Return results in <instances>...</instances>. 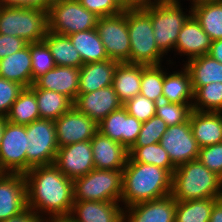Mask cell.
<instances>
[{"label":"cell","instance_id":"obj_39","mask_svg":"<svg viewBox=\"0 0 222 222\" xmlns=\"http://www.w3.org/2000/svg\"><path fill=\"white\" fill-rule=\"evenodd\" d=\"M192 112V104H178L160 101L156 105L155 115L160 117L167 126L187 122Z\"/></svg>","mask_w":222,"mask_h":222},{"label":"cell","instance_id":"obj_29","mask_svg":"<svg viewBox=\"0 0 222 222\" xmlns=\"http://www.w3.org/2000/svg\"><path fill=\"white\" fill-rule=\"evenodd\" d=\"M183 65L190 74L192 88H200L213 82L222 83V63L208 54L193 58Z\"/></svg>","mask_w":222,"mask_h":222},{"label":"cell","instance_id":"obj_26","mask_svg":"<svg viewBox=\"0 0 222 222\" xmlns=\"http://www.w3.org/2000/svg\"><path fill=\"white\" fill-rule=\"evenodd\" d=\"M31 62L28 43L21 50L0 60V77L29 88L32 85Z\"/></svg>","mask_w":222,"mask_h":222},{"label":"cell","instance_id":"obj_8","mask_svg":"<svg viewBox=\"0 0 222 222\" xmlns=\"http://www.w3.org/2000/svg\"><path fill=\"white\" fill-rule=\"evenodd\" d=\"M98 16L84 8L78 0H55L48 10V30L69 36L96 28Z\"/></svg>","mask_w":222,"mask_h":222},{"label":"cell","instance_id":"obj_30","mask_svg":"<svg viewBox=\"0 0 222 222\" xmlns=\"http://www.w3.org/2000/svg\"><path fill=\"white\" fill-rule=\"evenodd\" d=\"M68 37L80 54L83 64L109 59L96 28L75 32Z\"/></svg>","mask_w":222,"mask_h":222},{"label":"cell","instance_id":"obj_50","mask_svg":"<svg viewBox=\"0 0 222 222\" xmlns=\"http://www.w3.org/2000/svg\"><path fill=\"white\" fill-rule=\"evenodd\" d=\"M209 222H222V198L214 203Z\"/></svg>","mask_w":222,"mask_h":222},{"label":"cell","instance_id":"obj_2","mask_svg":"<svg viewBox=\"0 0 222 222\" xmlns=\"http://www.w3.org/2000/svg\"><path fill=\"white\" fill-rule=\"evenodd\" d=\"M171 191L172 175L166 169L152 164L134 162L128 156L122 170L121 204L123 208L168 196Z\"/></svg>","mask_w":222,"mask_h":222},{"label":"cell","instance_id":"obj_28","mask_svg":"<svg viewBox=\"0 0 222 222\" xmlns=\"http://www.w3.org/2000/svg\"><path fill=\"white\" fill-rule=\"evenodd\" d=\"M191 6L192 15L210 39H222V0H201Z\"/></svg>","mask_w":222,"mask_h":222},{"label":"cell","instance_id":"obj_33","mask_svg":"<svg viewBox=\"0 0 222 222\" xmlns=\"http://www.w3.org/2000/svg\"><path fill=\"white\" fill-rule=\"evenodd\" d=\"M6 117L9 122L20 125H27L40 119L35 93L30 88H24Z\"/></svg>","mask_w":222,"mask_h":222},{"label":"cell","instance_id":"obj_43","mask_svg":"<svg viewBox=\"0 0 222 222\" xmlns=\"http://www.w3.org/2000/svg\"><path fill=\"white\" fill-rule=\"evenodd\" d=\"M197 159L222 178V142L201 147Z\"/></svg>","mask_w":222,"mask_h":222},{"label":"cell","instance_id":"obj_17","mask_svg":"<svg viewBox=\"0 0 222 222\" xmlns=\"http://www.w3.org/2000/svg\"><path fill=\"white\" fill-rule=\"evenodd\" d=\"M73 106L99 124L111 112L123 106L113 86L77 96Z\"/></svg>","mask_w":222,"mask_h":222},{"label":"cell","instance_id":"obj_4","mask_svg":"<svg viewBox=\"0 0 222 222\" xmlns=\"http://www.w3.org/2000/svg\"><path fill=\"white\" fill-rule=\"evenodd\" d=\"M181 2L182 0H148L143 4L152 21L155 43L166 57L169 52L173 53L179 32L192 15L191 3L189 9L187 6L185 9Z\"/></svg>","mask_w":222,"mask_h":222},{"label":"cell","instance_id":"obj_15","mask_svg":"<svg viewBox=\"0 0 222 222\" xmlns=\"http://www.w3.org/2000/svg\"><path fill=\"white\" fill-rule=\"evenodd\" d=\"M27 208L26 177L22 173H0V222Z\"/></svg>","mask_w":222,"mask_h":222},{"label":"cell","instance_id":"obj_44","mask_svg":"<svg viewBox=\"0 0 222 222\" xmlns=\"http://www.w3.org/2000/svg\"><path fill=\"white\" fill-rule=\"evenodd\" d=\"M88 11L98 17L112 16L121 13L123 10L114 0H78Z\"/></svg>","mask_w":222,"mask_h":222},{"label":"cell","instance_id":"obj_19","mask_svg":"<svg viewBox=\"0 0 222 222\" xmlns=\"http://www.w3.org/2000/svg\"><path fill=\"white\" fill-rule=\"evenodd\" d=\"M212 40L202 29L199 22L191 15L184 23L179 32L178 40L175 44L174 56L180 55L179 58L185 57L182 62H187L208 54ZM183 55V56H182Z\"/></svg>","mask_w":222,"mask_h":222},{"label":"cell","instance_id":"obj_47","mask_svg":"<svg viewBox=\"0 0 222 222\" xmlns=\"http://www.w3.org/2000/svg\"><path fill=\"white\" fill-rule=\"evenodd\" d=\"M43 219L32 209L26 208L21 213L1 222H42Z\"/></svg>","mask_w":222,"mask_h":222},{"label":"cell","instance_id":"obj_51","mask_svg":"<svg viewBox=\"0 0 222 222\" xmlns=\"http://www.w3.org/2000/svg\"><path fill=\"white\" fill-rule=\"evenodd\" d=\"M7 117L6 116H0V145H1V142H2V137H3V133H4V130H5V127L7 125Z\"/></svg>","mask_w":222,"mask_h":222},{"label":"cell","instance_id":"obj_14","mask_svg":"<svg viewBox=\"0 0 222 222\" xmlns=\"http://www.w3.org/2000/svg\"><path fill=\"white\" fill-rule=\"evenodd\" d=\"M53 164L72 180L88 174L95 168L90 140L59 147Z\"/></svg>","mask_w":222,"mask_h":222},{"label":"cell","instance_id":"obj_13","mask_svg":"<svg viewBox=\"0 0 222 222\" xmlns=\"http://www.w3.org/2000/svg\"><path fill=\"white\" fill-rule=\"evenodd\" d=\"M58 147L89 141L98 132V124L74 106L54 121Z\"/></svg>","mask_w":222,"mask_h":222},{"label":"cell","instance_id":"obj_1","mask_svg":"<svg viewBox=\"0 0 222 222\" xmlns=\"http://www.w3.org/2000/svg\"><path fill=\"white\" fill-rule=\"evenodd\" d=\"M24 175L28 208L42 219L69 217L74 203L72 179L54 164L34 167Z\"/></svg>","mask_w":222,"mask_h":222},{"label":"cell","instance_id":"obj_36","mask_svg":"<svg viewBox=\"0 0 222 222\" xmlns=\"http://www.w3.org/2000/svg\"><path fill=\"white\" fill-rule=\"evenodd\" d=\"M193 89L192 110L222 113V83L213 82Z\"/></svg>","mask_w":222,"mask_h":222},{"label":"cell","instance_id":"obj_24","mask_svg":"<svg viewBox=\"0 0 222 222\" xmlns=\"http://www.w3.org/2000/svg\"><path fill=\"white\" fill-rule=\"evenodd\" d=\"M189 121L200 148L222 142V113L192 110Z\"/></svg>","mask_w":222,"mask_h":222},{"label":"cell","instance_id":"obj_31","mask_svg":"<svg viewBox=\"0 0 222 222\" xmlns=\"http://www.w3.org/2000/svg\"><path fill=\"white\" fill-rule=\"evenodd\" d=\"M43 41L49 47L56 66L80 68L83 65L80 54L68 36L48 30Z\"/></svg>","mask_w":222,"mask_h":222},{"label":"cell","instance_id":"obj_22","mask_svg":"<svg viewBox=\"0 0 222 222\" xmlns=\"http://www.w3.org/2000/svg\"><path fill=\"white\" fill-rule=\"evenodd\" d=\"M90 142L95 169H124L128 159V150L120 142L104 136L99 131Z\"/></svg>","mask_w":222,"mask_h":222},{"label":"cell","instance_id":"obj_16","mask_svg":"<svg viewBox=\"0 0 222 222\" xmlns=\"http://www.w3.org/2000/svg\"><path fill=\"white\" fill-rule=\"evenodd\" d=\"M141 127L142 122L129 115L126 108L122 106L111 112L98 124V131L104 136L120 142L129 150L136 142Z\"/></svg>","mask_w":222,"mask_h":222},{"label":"cell","instance_id":"obj_32","mask_svg":"<svg viewBox=\"0 0 222 222\" xmlns=\"http://www.w3.org/2000/svg\"><path fill=\"white\" fill-rule=\"evenodd\" d=\"M35 93L40 119L56 120L73 107V101L56 91L31 89Z\"/></svg>","mask_w":222,"mask_h":222},{"label":"cell","instance_id":"obj_38","mask_svg":"<svg viewBox=\"0 0 222 222\" xmlns=\"http://www.w3.org/2000/svg\"><path fill=\"white\" fill-rule=\"evenodd\" d=\"M31 67H32V84L34 81L56 65L53 56L47 44L44 41L30 43Z\"/></svg>","mask_w":222,"mask_h":222},{"label":"cell","instance_id":"obj_40","mask_svg":"<svg viewBox=\"0 0 222 222\" xmlns=\"http://www.w3.org/2000/svg\"><path fill=\"white\" fill-rule=\"evenodd\" d=\"M167 124L156 115L142 123L140 133L132 147H144L154 143H160L161 137L167 130Z\"/></svg>","mask_w":222,"mask_h":222},{"label":"cell","instance_id":"obj_23","mask_svg":"<svg viewBox=\"0 0 222 222\" xmlns=\"http://www.w3.org/2000/svg\"><path fill=\"white\" fill-rule=\"evenodd\" d=\"M165 65H167V68L164 66L163 101L178 104H193L192 82L188 70L182 64L180 69L177 70L176 68V71H174L173 66L175 65L170 61ZM169 69L173 71L171 72Z\"/></svg>","mask_w":222,"mask_h":222},{"label":"cell","instance_id":"obj_46","mask_svg":"<svg viewBox=\"0 0 222 222\" xmlns=\"http://www.w3.org/2000/svg\"><path fill=\"white\" fill-rule=\"evenodd\" d=\"M54 1L55 0H0V4L15 7L38 8L48 11Z\"/></svg>","mask_w":222,"mask_h":222},{"label":"cell","instance_id":"obj_21","mask_svg":"<svg viewBox=\"0 0 222 222\" xmlns=\"http://www.w3.org/2000/svg\"><path fill=\"white\" fill-rule=\"evenodd\" d=\"M120 202L74 201L69 218L73 222H123Z\"/></svg>","mask_w":222,"mask_h":222},{"label":"cell","instance_id":"obj_37","mask_svg":"<svg viewBox=\"0 0 222 222\" xmlns=\"http://www.w3.org/2000/svg\"><path fill=\"white\" fill-rule=\"evenodd\" d=\"M164 65H142V77L140 94L151 101L158 103L163 101Z\"/></svg>","mask_w":222,"mask_h":222},{"label":"cell","instance_id":"obj_10","mask_svg":"<svg viewBox=\"0 0 222 222\" xmlns=\"http://www.w3.org/2000/svg\"><path fill=\"white\" fill-rule=\"evenodd\" d=\"M96 30L109 59L119 63H130L127 10L112 16L98 17Z\"/></svg>","mask_w":222,"mask_h":222},{"label":"cell","instance_id":"obj_25","mask_svg":"<svg viewBox=\"0 0 222 222\" xmlns=\"http://www.w3.org/2000/svg\"><path fill=\"white\" fill-rule=\"evenodd\" d=\"M118 63L108 59L83 64L80 67L78 95L111 86Z\"/></svg>","mask_w":222,"mask_h":222},{"label":"cell","instance_id":"obj_12","mask_svg":"<svg viewBox=\"0 0 222 222\" xmlns=\"http://www.w3.org/2000/svg\"><path fill=\"white\" fill-rule=\"evenodd\" d=\"M160 145L168 153L175 167L196 160L200 151L197 140L192 134L189 120L169 126L161 137Z\"/></svg>","mask_w":222,"mask_h":222},{"label":"cell","instance_id":"obj_3","mask_svg":"<svg viewBox=\"0 0 222 222\" xmlns=\"http://www.w3.org/2000/svg\"><path fill=\"white\" fill-rule=\"evenodd\" d=\"M171 195L183 202L222 198V178L198 159L192 160L174 170Z\"/></svg>","mask_w":222,"mask_h":222},{"label":"cell","instance_id":"obj_53","mask_svg":"<svg viewBox=\"0 0 222 222\" xmlns=\"http://www.w3.org/2000/svg\"><path fill=\"white\" fill-rule=\"evenodd\" d=\"M184 1H186V0H184ZM187 1H189L188 3H194V2H197V1H201V0H187Z\"/></svg>","mask_w":222,"mask_h":222},{"label":"cell","instance_id":"obj_42","mask_svg":"<svg viewBox=\"0 0 222 222\" xmlns=\"http://www.w3.org/2000/svg\"><path fill=\"white\" fill-rule=\"evenodd\" d=\"M24 88L21 84L0 77V116H7Z\"/></svg>","mask_w":222,"mask_h":222},{"label":"cell","instance_id":"obj_9","mask_svg":"<svg viewBox=\"0 0 222 222\" xmlns=\"http://www.w3.org/2000/svg\"><path fill=\"white\" fill-rule=\"evenodd\" d=\"M27 172L37 166L52 165L59 149L54 120L38 119L26 125Z\"/></svg>","mask_w":222,"mask_h":222},{"label":"cell","instance_id":"obj_35","mask_svg":"<svg viewBox=\"0 0 222 222\" xmlns=\"http://www.w3.org/2000/svg\"><path fill=\"white\" fill-rule=\"evenodd\" d=\"M128 156L134 162L152 164L166 169L171 175L176 169L171 162L168 153L160 143H154L144 147H131L128 150Z\"/></svg>","mask_w":222,"mask_h":222},{"label":"cell","instance_id":"obj_18","mask_svg":"<svg viewBox=\"0 0 222 222\" xmlns=\"http://www.w3.org/2000/svg\"><path fill=\"white\" fill-rule=\"evenodd\" d=\"M176 200L168 196L124 207L123 222H175Z\"/></svg>","mask_w":222,"mask_h":222},{"label":"cell","instance_id":"obj_7","mask_svg":"<svg viewBox=\"0 0 222 222\" xmlns=\"http://www.w3.org/2000/svg\"><path fill=\"white\" fill-rule=\"evenodd\" d=\"M74 201L120 202L122 170L93 169L73 180Z\"/></svg>","mask_w":222,"mask_h":222},{"label":"cell","instance_id":"obj_34","mask_svg":"<svg viewBox=\"0 0 222 222\" xmlns=\"http://www.w3.org/2000/svg\"><path fill=\"white\" fill-rule=\"evenodd\" d=\"M218 199L176 201L175 222H209L212 208Z\"/></svg>","mask_w":222,"mask_h":222},{"label":"cell","instance_id":"obj_41","mask_svg":"<svg viewBox=\"0 0 222 222\" xmlns=\"http://www.w3.org/2000/svg\"><path fill=\"white\" fill-rule=\"evenodd\" d=\"M156 105L157 103L149 100L141 94H138L137 96L123 104L128 114L134 116L138 121H141L142 123L155 116Z\"/></svg>","mask_w":222,"mask_h":222},{"label":"cell","instance_id":"obj_27","mask_svg":"<svg viewBox=\"0 0 222 222\" xmlns=\"http://www.w3.org/2000/svg\"><path fill=\"white\" fill-rule=\"evenodd\" d=\"M141 77L142 65L128 62L118 63L112 86L123 104L140 94Z\"/></svg>","mask_w":222,"mask_h":222},{"label":"cell","instance_id":"obj_45","mask_svg":"<svg viewBox=\"0 0 222 222\" xmlns=\"http://www.w3.org/2000/svg\"><path fill=\"white\" fill-rule=\"evenodd\" d=\"M27 44L20 37L0 34V60L21 50Z\"/></svg>","mask_w":222,"mask_h":222},{"label":"cell","instance_id":"obj_6","mask_svg":"<svg viewBox=\"0 0 222 222\" xmlns=\"http://www.w3.org/2000/svg\"><path fill=\"white\" fill-rule=\"evenodd\" d=\"M48 31V11L0 4V34L41 42Z\"/></svg>","mask_w":222,"mask_h":222},{"label":"cell","instance_id":"obj_48","mask_svg":"<svg viewBox=\"0 0 222 222\" xmlns=\"http://www.w3.org/2000/svg\"><path fill=\"white\" fill-rule=\"evenodd\" d=\"M212 58L222 63V39L213 40L211 42L210 51L208 53Z\"/></svg>","mask_w":222,"mask_h":222},{"label":"cell","instance_id":"obj_11","mask_svg":"<svg viewBox=\"0 0 222 222\" xmlns=\"http://www.w3.org/2000/svg\"><path fill=\"white\" fill-rule=\"evenodd\" d=\"M26 125L7 122L0 145V173L27 172Z\"/></svg>","mask_w":222,"mask_h":222},{"label":"cell","instance_id":"obj_49","mask_svg":"<svg viewBox=\"0 0 222 222\" xmlns=\"http://www.w3.org/2000/svg\"><path fill=\"white\" fill-rule=\"evenodd\" d=\"M116 4L123 10L140 8L144 4V0H114Z\"/></svg>","mask_w":222,"mask_h":222},{"label":"cell","instance_id":"obj_52","mask_svg":"<svg viewBox=\"0 0 222 222\" xmlns=\"http://www.w3.org/2000/svg\"><path fill=\"white\" fill-rule=\"evenodd\" d=\"M42 222H73V221L69 217H61V218L43 219Z\"/></svg>","mask_w":222,"mask_h":222},{"label":"cell","instance_id":"obj_5","mask_svg":"<svg viewBox=\"0 0 222 222\" xmlns=\"http://www.w3.org/2000/svg\"><path fill=\"white\" fill-rule=\"evenodd\" d=\"M127 26L130 38V63L156 66L165 65L170 61L176 65L174 59L169 58L170 55L166 57L158 49L149 12L143 6L127 10Z\"/></svg>","mask_w":222,"mask_h":222},{"label":"cell","instance_id":"obj_20","mask_svg":"<svg viewBox=\"0 0 222 222\" xmlns=\"http://www.w3.org/2000/svg\"><path fill=\"white\" fill-rule=\"evenodd\" d=\"M79 76L80 68L55 66L38 77L29 88L56 91L74 102L79 91Z\"/></svg>","mask_w":222,"mask_h":222}]
</instances>
